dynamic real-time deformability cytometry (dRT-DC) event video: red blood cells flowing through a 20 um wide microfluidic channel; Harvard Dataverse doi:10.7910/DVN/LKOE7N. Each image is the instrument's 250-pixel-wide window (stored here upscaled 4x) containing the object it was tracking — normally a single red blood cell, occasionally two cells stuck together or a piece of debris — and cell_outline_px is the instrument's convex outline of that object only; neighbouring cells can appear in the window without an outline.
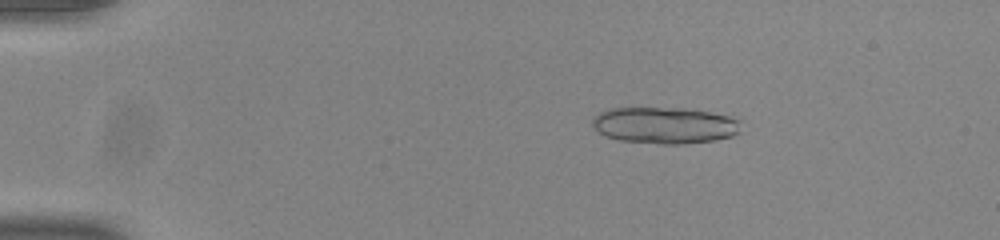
{"species": "common noctule bat (a hibernating species)", "species_latin": "Nyctalus noctula", "temperature_condition": "room temperature", "stored_images_in_passage": 21, "camera_frame_rate_fps": 3000, "um_per_image_px": 0.085, "animal": {"sex": "male", "body_mass_g": 20.0, "forearm_length_mm": 53.3}, "frame": {"image": 1, "passage_image": 10, "time_ms": 3.0, "image_size_px": [1000, 240], "cell_outline_px": [[740, 132], [732, 136], [716, 140], [684, 144], [660, 144], [620, 140], [604, 136], [592, 124], [592, 120], [600, 112], [608, 108], [684, 108], [712, 112], [728, 116], [740, 120]], "centroid_in_image_um": [56.53, 10.65], "position_along_channel_um": 28.5, "area_um2": 31.73}}